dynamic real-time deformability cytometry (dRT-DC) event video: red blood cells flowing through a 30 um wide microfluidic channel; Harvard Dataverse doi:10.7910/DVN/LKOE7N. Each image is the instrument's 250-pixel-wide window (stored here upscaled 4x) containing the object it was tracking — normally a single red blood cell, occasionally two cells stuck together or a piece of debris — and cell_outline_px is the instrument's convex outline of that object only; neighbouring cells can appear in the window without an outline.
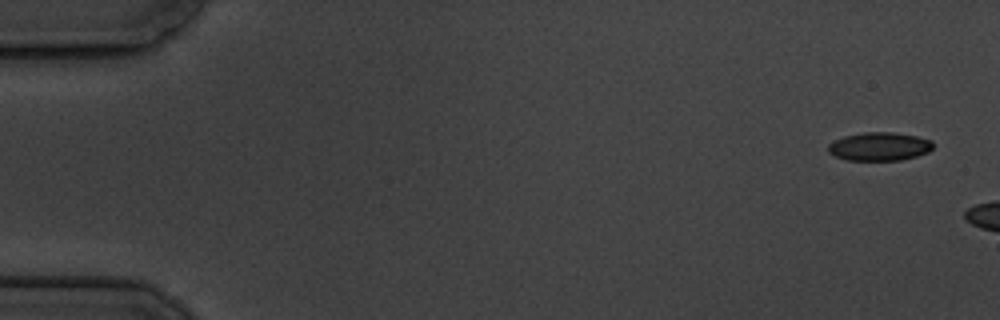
{"species": "common noctule bat (a hibernating species)", "species_latin": "Nyctalus noctula", "temperature_condition": "cold", "stored_images_in_passage": 3, "camera_frame_rate_fps": 3000, "um_per_image_px": 0.085, "animal": {"sex": "male", "body_mass_g": 19.5, "forearm_length_mm": 54.6}, "frame": {"image": 1, "passage_image": 1, "time_ms": 0.0, "image_size_px": [1000, 320], "cell_outline_px": [[932, 148], [928, 152], [916, 156], [900, 160], [848, 160], [836, 156], [828, 152], [828, 144], [844, 136], [864, 132], [892, 132], [916, 136], [932, 140]], "centroid_in_image_um": [74.75, 12.45], "position_along_channel_um": 10.3, "area_um2": 17.22}}